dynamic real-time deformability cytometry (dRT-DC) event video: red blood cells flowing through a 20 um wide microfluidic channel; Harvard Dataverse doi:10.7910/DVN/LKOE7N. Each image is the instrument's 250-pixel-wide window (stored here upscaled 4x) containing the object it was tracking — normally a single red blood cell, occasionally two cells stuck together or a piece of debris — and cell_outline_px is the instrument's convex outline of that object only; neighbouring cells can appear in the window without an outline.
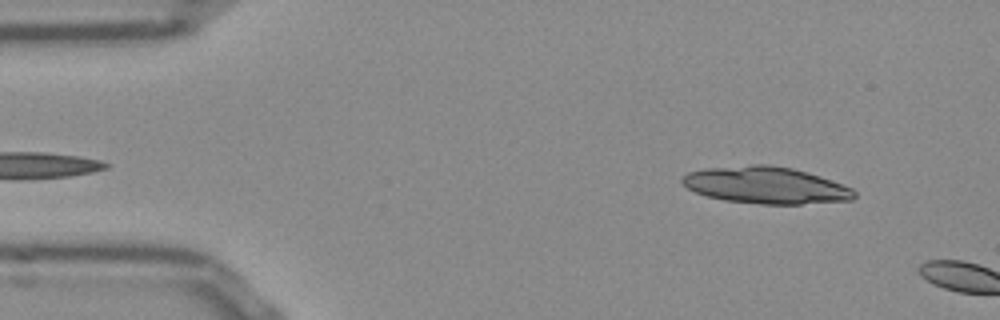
{"species": "Egyptian fruit bat (a non-hibernating species)", "species_latin": "Rousettus aegyptiacus", "temperature_condition": "room temperature", "stored_images_in_passage": 6, "camera_frame_rate_fps": 3000, "um_per_image_px": 0.085, "frame": {"image": 1, "passage_image": 4, "time_ms": 1.0, "image_size_px": [1000, 320], "cell_outline_px": [[856, 196], [852, 200], [800, 204], [760, 204], [724, 200], [708, 196], [696, 192], [688, 188], [680, 180], [688, 172], [708, 168], [752, 164], [768, 164], [792, 168], [820, 176], [852, 188], [856, 192]], "centroid_in_image_um": [65.11, 15.74], "position_along_channel_um": 19.9, "area_um2": 36.82}}